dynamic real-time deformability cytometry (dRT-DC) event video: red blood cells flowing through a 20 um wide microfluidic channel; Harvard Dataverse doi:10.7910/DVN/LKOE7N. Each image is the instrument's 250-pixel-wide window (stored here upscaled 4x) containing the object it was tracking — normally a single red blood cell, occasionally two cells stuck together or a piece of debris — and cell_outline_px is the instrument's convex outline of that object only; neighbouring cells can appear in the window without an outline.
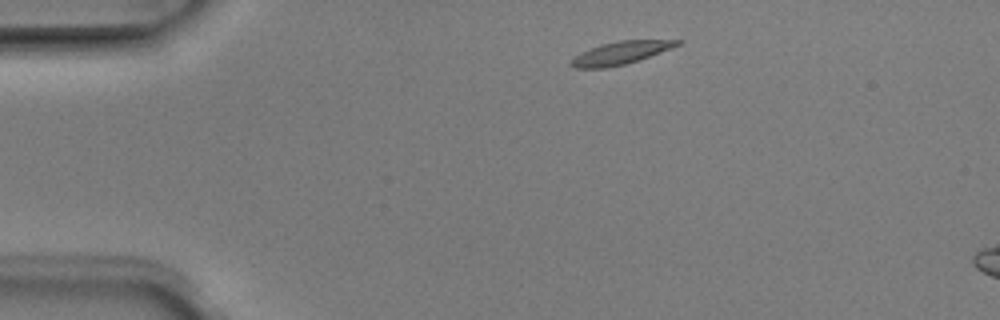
{"species": "Egyptian fruit bat (a non-hibernating species)", "species_latin": "Rousettus aegyptiacus", "temperature_condition": "room temperature", "stored_images_in_passage": 2, "camera_frame_rate_fps": 3000, "um_per_image_px": 0.085, "animal": {"sex": "male"}, "frame": {"image": 1, "passage_image": 1, "time_ms": 0.0, "image_size_px": [1000, 320], "cell_outline_px": [[684, 40], [680, 44], [672, 48], [624, 64], [604, 68], [576, 68], [568, 64], [580, 52], [600, 44], [620, 40]], "centroid_in_image_um": [52.72, 4.49], "position_along_channel_um": 32.3, "area_um2": 13.87}}